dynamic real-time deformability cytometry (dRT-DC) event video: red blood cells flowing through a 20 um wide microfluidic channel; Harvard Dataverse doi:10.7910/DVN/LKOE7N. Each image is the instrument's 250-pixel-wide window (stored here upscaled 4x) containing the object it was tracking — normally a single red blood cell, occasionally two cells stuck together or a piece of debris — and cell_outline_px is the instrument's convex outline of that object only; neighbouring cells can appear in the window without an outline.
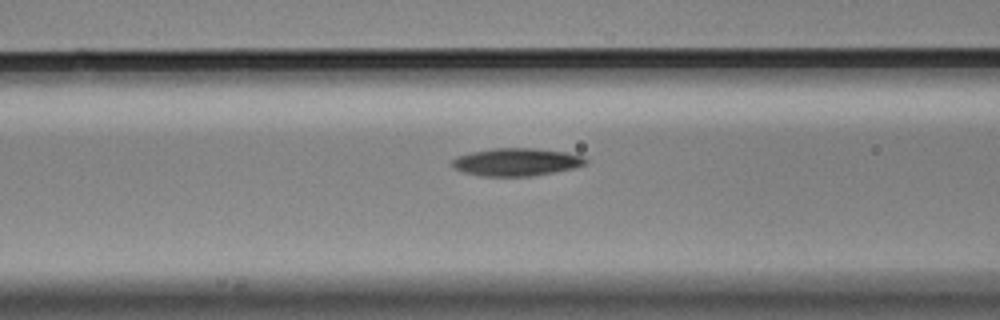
{"species": "Egyptian fruit bat (a non-hibernating species)", "species_latin": "Rousettus aegyptiacus", "temperature_condition": "cold", "stored_images_in_passage": 38, "camera_frame_rate_fps": 3000, "um_per_image_px": 0.085, "animal": {"sex": "male"}, "frame": {"image": 1, "passage_image": 14, "time_ms": 4.333, "image_size_px": [1000, 320], "cell_outline_px": [[588, 164], [572, 168], [532, 176], [480, 176], [464, 172], [452, 168], [452, 160], [456, 156], [472, 152], [492, 148], [536, 148], [568, 152], [584, 156], [588, 160]], "centroid_in_image_um": [43.9, 13.76], "position_along_channel_um": 122.7, "area_um2": 21.73}}
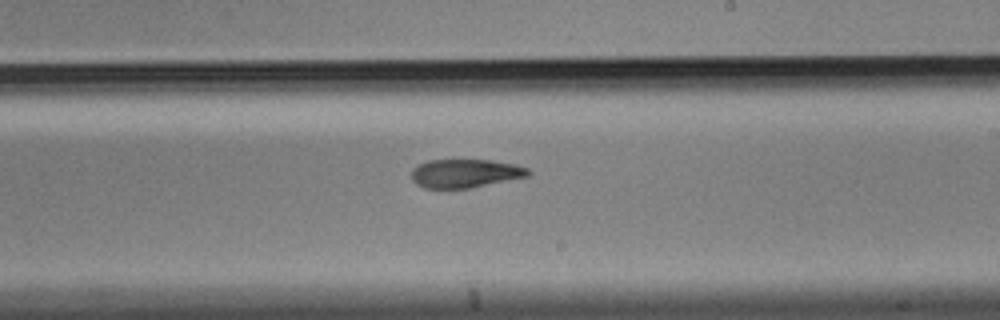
{"frame": {"image": 2, "passage_image": 25, "time_ms": 8.0, "image_size_px": [1000, 320], "cell_outline_px": [[532, 172], [528, 176], [472, 188], [424, 188], [416, 184], [412, 180], [412, 168], [428, 160], [492, 160], [516, 164], [528, 168]], "centroid_in_image_um": [39.56, 14.74], "position_along_channel_um": 249.4, "area_um2": 19.54}}
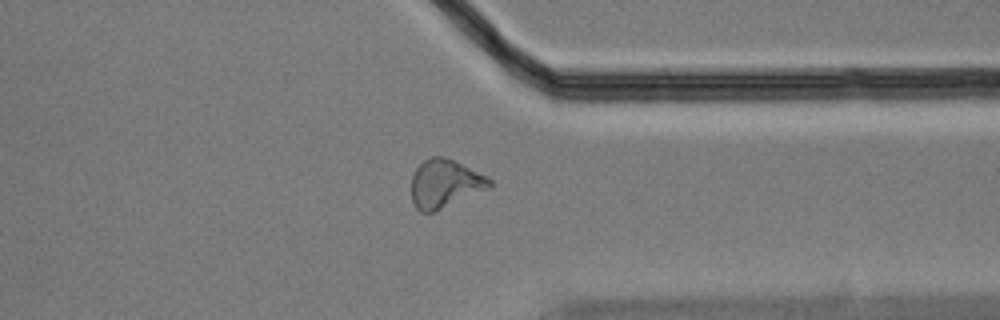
{"frame": {"image": 3, "passage_image": 36, "time_ms": 11.667, "image_size_px": [1000, 320], "cell_outline_px": [[492, 188], [432, 212], [420, 212], [416, 208], [412, 200], [412, 176], [416, 168], [424, 160], [432, 156], [444, 156], [488, 176], [492, 180]], "centroid_in_image_um": [37.84, 15.6], "position_along_channel_um": 373.6, "area_um2": 22.02}}